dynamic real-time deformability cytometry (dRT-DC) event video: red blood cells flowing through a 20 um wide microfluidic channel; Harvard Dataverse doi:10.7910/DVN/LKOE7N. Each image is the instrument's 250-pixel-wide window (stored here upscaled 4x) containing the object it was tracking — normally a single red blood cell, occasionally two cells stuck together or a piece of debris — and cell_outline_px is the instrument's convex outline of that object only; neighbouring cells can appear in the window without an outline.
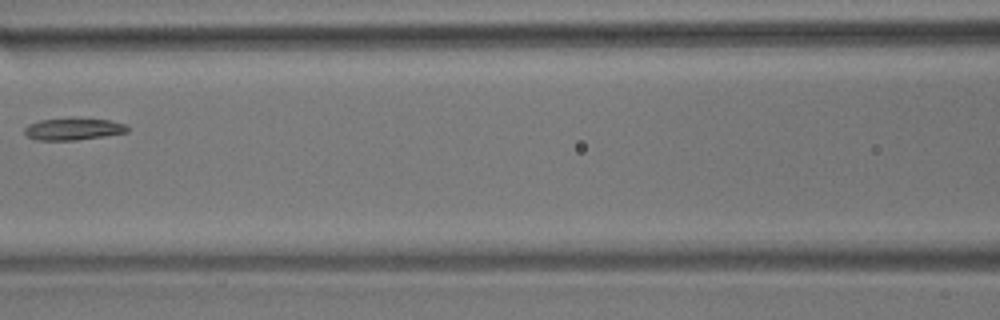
{"species": "common noctule bat (a hibernating species)", "species_latin": "Nyctalus noctula", "temperature_condition": "room temperature", "stored_images_in_passage": 14, "camera_frame_rate_fps": 3000, "um_per_image_px": 0.085, "animal": {"sex": "male", "body_mass_g": 17.9}, "frame": {"image": 1, "passage_image": 6, "time_ms": 6.667, "image_size_px": [1000, 320], "cell_outline_px": [[128, 132], [104, 136], [76, 140], [36, 140], [28, 136], [24, 132], [24, 128], [28, 124], [40, 120], [108, 120], [124, 124], [128, 128]], "centroid_in_image_um": [6.2, 11.0], "position_along_channel_um": 160.4, "area_um2": 12.54}}
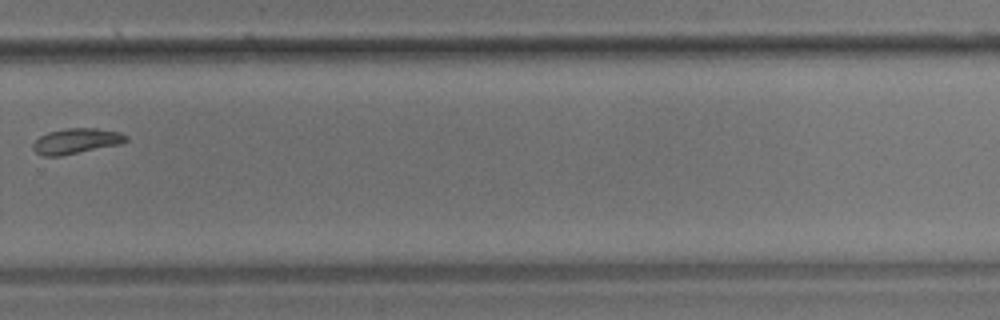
{"frame": {"image": 2, "passage_image": 10, "time_ms": 11.333, "image_size_px": [1000, 320], "cell_outline_px": [[128, 140], [120, 144], [60, 156], [44, 156], [36, 152], [32, 148], [32, 144], [40, 136], [48, 132], [68, 128], [96, 128], [120, 132], [128, 136]], "centroid_in_image_um": [6.49, 11.98], "position_along_channel_um": 323.3, "area_um2": 13.7}}
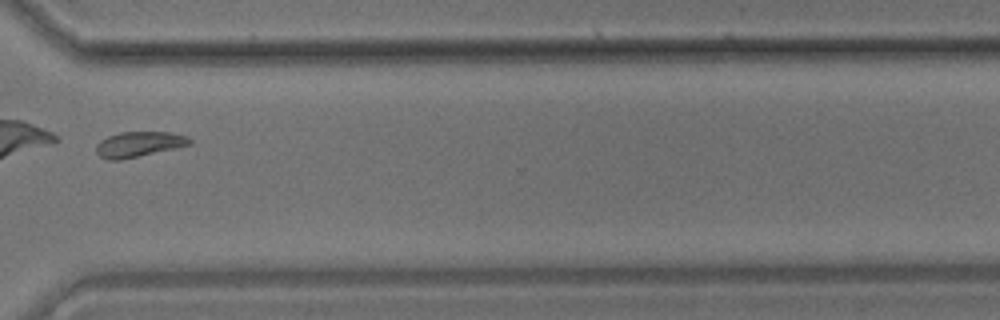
{"frame": {"image": 3, "passage_image": 11, "time_ms": 12.333, "image_size_px": [1000, 320], "cell_outline_px": [[192, 144], [176, 148], [120, 160], [108, 160], [100, 156], [96, 152], [96, 144], [100, 140], [108, 136], [120, 132], [168, 132], [188, 136], [192, 140]], "centroid_in_image_um": [11.8, 12.26], "position_along_channel_um": 358.8, "area_um2": 13.81}, "authors_computed_cell_mechanics": {"area_um2": 13.7853, "velocity_mm_per_s": 3.5138, "shape_relaxation_time_tau1_ms": 5.8497, "shape_relaxation_time_tau2_ms": null, "deformation_change_tau1": 0.1488, "deformation_change_tau2": null}}